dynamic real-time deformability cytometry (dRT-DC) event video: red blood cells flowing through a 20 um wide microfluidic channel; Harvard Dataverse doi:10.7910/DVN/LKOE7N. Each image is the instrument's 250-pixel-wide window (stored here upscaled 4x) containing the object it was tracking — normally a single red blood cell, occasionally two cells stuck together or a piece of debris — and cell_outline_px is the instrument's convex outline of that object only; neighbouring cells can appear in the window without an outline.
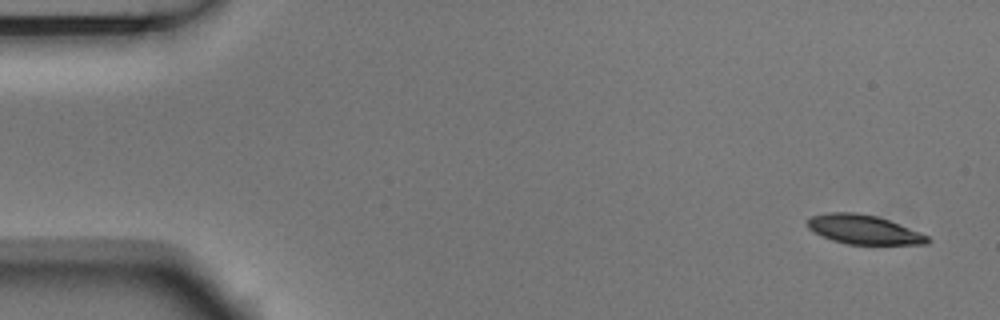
{"species": "Egyptian fruit bat (a non-hibernating species)", "species_latin": "Rousettus aegyptiacus", "temperature_condition": "room temperature", "stored_images_in_passage": 5, "camera_frame_rate_fps": 3000, "um_per_image_px": 0.085, "animal": {"sex": "male"}, "frame": {"image": 1, "passage_image": 1, "time_ms": 0.0, "image_size_px": [1000, 320], "cell_outline_px": [[932, 240], [928, 244], [848, 244], [832, 240], [808, 228], [808, 220], [812, 216], [828, 212], [856, 212], [876, 216], [900, 224], [928, 236]], "centroid_in_image_um": [73.44, 19.51], "position_along_channel_um": 11.6, "area_um2": 20.17}}